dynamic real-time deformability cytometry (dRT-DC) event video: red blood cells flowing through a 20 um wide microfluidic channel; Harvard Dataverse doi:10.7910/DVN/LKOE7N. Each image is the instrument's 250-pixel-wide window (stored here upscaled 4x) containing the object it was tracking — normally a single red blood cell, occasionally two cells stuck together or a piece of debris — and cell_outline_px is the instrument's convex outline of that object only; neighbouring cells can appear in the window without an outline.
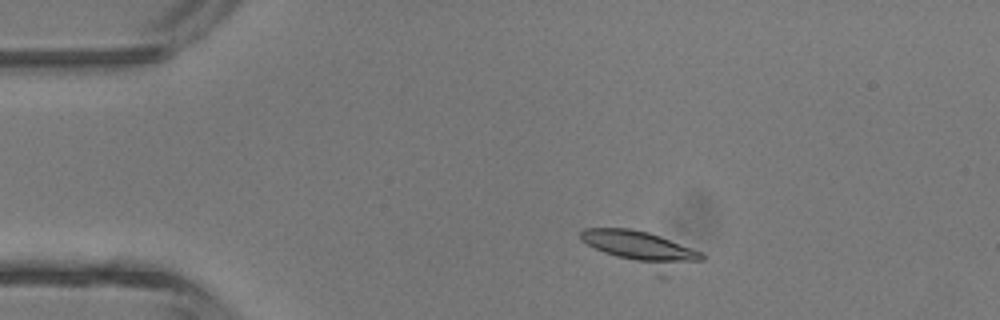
{"species": "common noctule bat (a hibernating species)", "species_latin": "Nyctalus noctula", "temperature_condition": "room temperature", "stored_images_in_passage": 3, "camera_frame_rate_fps": 3000, "um_per_image_px": 0.085, "animal": {"sex": "male", "body_mass_g": 13.3}, "frame": {"image": 1, "passage_image": 1, "time_ms": 0.0, "image_size_px": [1000, 320], "cell_outline_px": [[704, 260], [664, 280], [604, 252], [580, 240], [580, 232], [584, 228], [628, 228], [648, 232], [660, 236], [692, 248], [700, 252], [704, 256]], "centroid_in_image_um": [54.68, 21.26], "position_along_channel_um": 30.3, "area_um2": 25.61}}
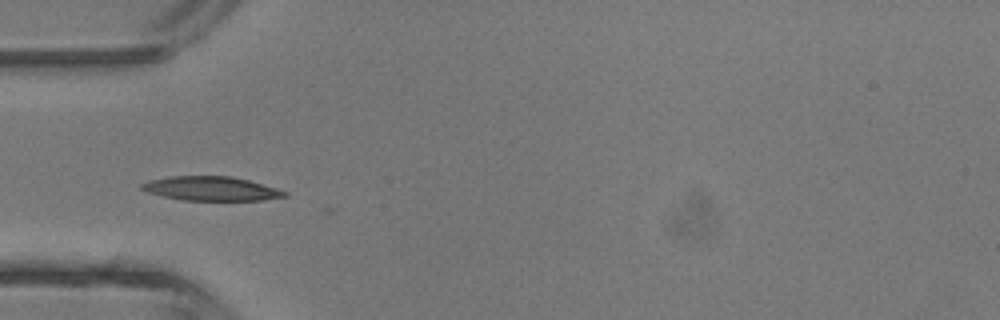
{"frame": {"image": 2, "passage_image": 3, "time_ms": 2.0, "image_size_px": [1000, 320], "cell_outline_px": [[288, 196], [264, 200], [180, 200], [148, 192], [140, 188], [140, 184], [148, 180], [168, 176], [232, 176], [248, 180], [276, 188], [288, 192]], "centroid_in_image_um": [17.93, 16.03], "position_along_channel_um": 67.1, "area_um2": 20.11}}